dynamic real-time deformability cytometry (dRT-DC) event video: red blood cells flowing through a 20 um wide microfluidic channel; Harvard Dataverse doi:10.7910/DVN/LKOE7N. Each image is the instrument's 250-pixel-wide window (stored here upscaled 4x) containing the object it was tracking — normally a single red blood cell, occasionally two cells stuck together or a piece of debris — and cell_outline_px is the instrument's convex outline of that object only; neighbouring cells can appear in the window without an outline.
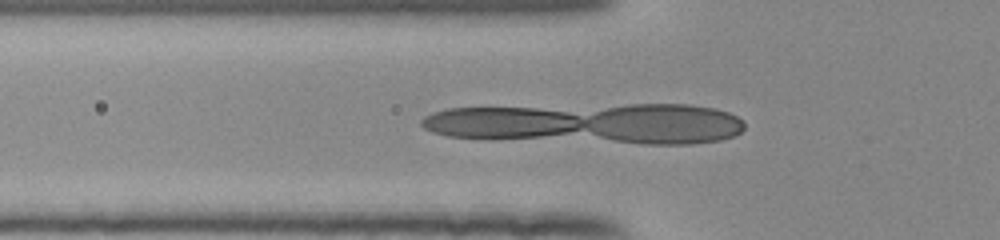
{"species": "human", "species_latin": "Homo sapiens", "temperature_condition": "room temperature", "stored_images_in_passage": 20, "segment_of_instrument_passage": [2, 2], "camera_frame_rate_fps": 3000, "um_per_image_px": 0.085, "donor": {"sex": "female"}, "frame": {"image": 1, "passage_image": 19, "time_ms": 6.0, "image_size_px": [1000, 240], "cell_outline_px": [[584, 124], [576, 128], [556, 132], [524, 136], [464, 136], [444, 112], [464, 108], [520, 108], [556, 112], [576, 116]], "centroid_in_image_um": [43.39, 10.35], "position_along_channel_um": 82.4, "area_um2": 22.31}}